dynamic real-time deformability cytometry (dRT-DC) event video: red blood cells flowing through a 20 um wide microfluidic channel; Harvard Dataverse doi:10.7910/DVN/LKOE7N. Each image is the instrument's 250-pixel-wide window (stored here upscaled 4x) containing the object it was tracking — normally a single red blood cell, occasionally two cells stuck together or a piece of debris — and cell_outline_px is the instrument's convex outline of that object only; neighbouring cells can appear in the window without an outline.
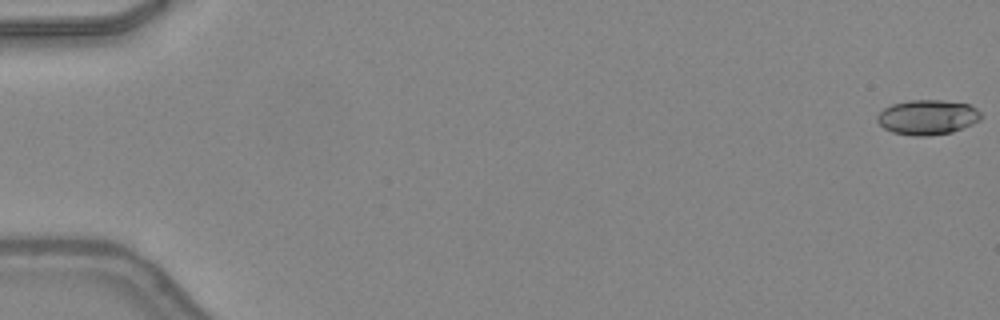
{"species": "common noctule bat (a hibernating species)", "species_latin": "Nyctalus noctula", "temperature_condition": "warm", "stored_images_in_passage": 49, "camera_frame_rate_fps": 3000, "um_per_image_px": 0.085, "animal": {"sex": "female", "body_mass_g": 24.6, "forearm_length_mm": 56.2}, "frame": {"image": 1, "passage_image": 1, "time_ms": 0.0, "image_size_px": [1000, 320], "cell_outline_px": [[984, 116], [980, 120], [964, 128], [952, 132], [928, 136], [916, 136], [892, 132], [884, 128], [876, 120], [876, 116], [884, 108], [892, 104], [908, 100], [940, 100], [968, 104], [976, 108]], "centroid_in_image_um": [78.85, 9.96], "position_along_channel_um": 6.2, "area_um2": 21.21}}
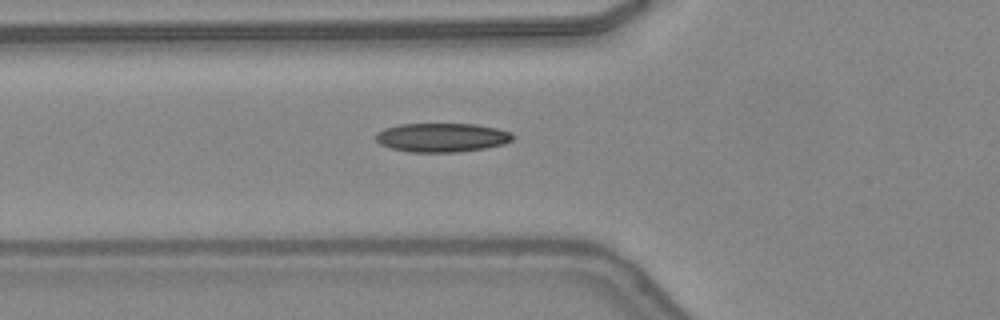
{"frame": {"image": 2, "passage_image": 19, "time_ms": 6.0, "image_size_px": [1000, 320], "cell_outline_px": [[512, 140], [504, 144], [484, 148], [456, 152], [408, 152], [392, 148], [380, 144], [376, 140], [376, 132], [384, 128], [400, 124], [476, 124], [496, 128], [512, 132]], "centroid_in_image_um": [37.54, 11.68], "position_along_channel_um": 88.3, "area_um2": 23.06}}
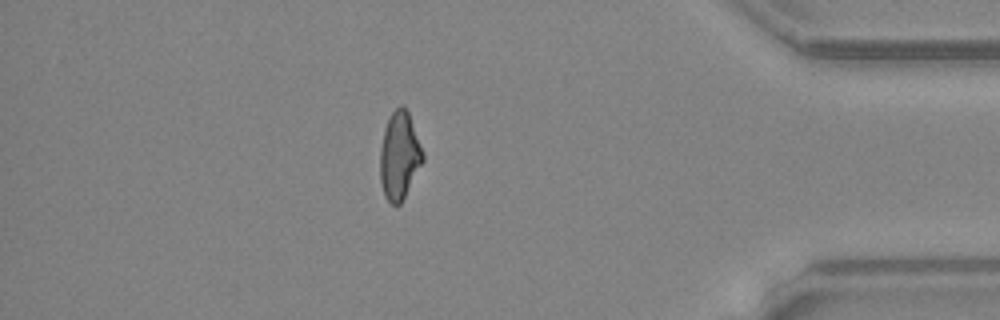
{"frame": {"image": 3, "passage_image": 43, "time_ms": 14.0, "image_size_px": [1000, 320], "cell_outline_px": [[424, 160], [400, 204], [392, 204], [384, 196], [380, 180], [380, 148], [384, 128], [392, 112], [400, 104], [404, 104], [408, 112], [424, 152]], "centroid_in_image_um": [33.95, 13.21], "position_along_channel_um": 401.3, "area_um2": 21.79}, "authors_computed_cell_mechanics": {"area_um2": 21.7328, "velocity_mm_per_s": 4.3432, "shape_relaxation_time_tau1_ms": null, "shape_relaxation_time_tau2_ms": 2.8536, "deformation_change_tau1": null, "deformation_change_tau2": 0.0955}}